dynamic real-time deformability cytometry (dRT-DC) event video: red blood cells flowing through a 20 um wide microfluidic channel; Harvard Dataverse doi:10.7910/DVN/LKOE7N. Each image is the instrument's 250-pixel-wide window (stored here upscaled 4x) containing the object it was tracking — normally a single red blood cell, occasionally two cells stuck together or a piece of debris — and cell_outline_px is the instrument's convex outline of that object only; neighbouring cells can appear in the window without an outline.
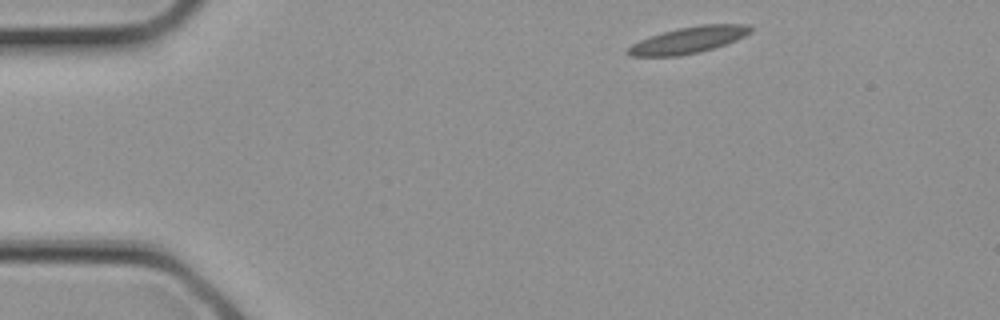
{"species": "common noctule bat (a hibernating species)", "species_latin": "Nyctalus noctula", "temperature_condition": "cold", "stored_images_in_passage": 7, "camera_frame_rate_fps": 3000, "um_per_image_px": 0.085, "animal": {"sex": "female", "body_mass_g": 21.9}, "frame": {"image": 1, "passage_image": 1, "time_ms": 0.0, "image_size_px": [1000, 320], "cell_outline_px": [[752, 32], [736, 40], [700, 52], [676, 56], [628, 56], [624, 52], [632, 44], [640, 40], [664, 32], [680, 28], [700, 24], [748, 24], [752, 28]], "centroid_in_image_um": [58.52, 3.4], "position_along_channel_um": 26.5, "area_um2": 18.73}}
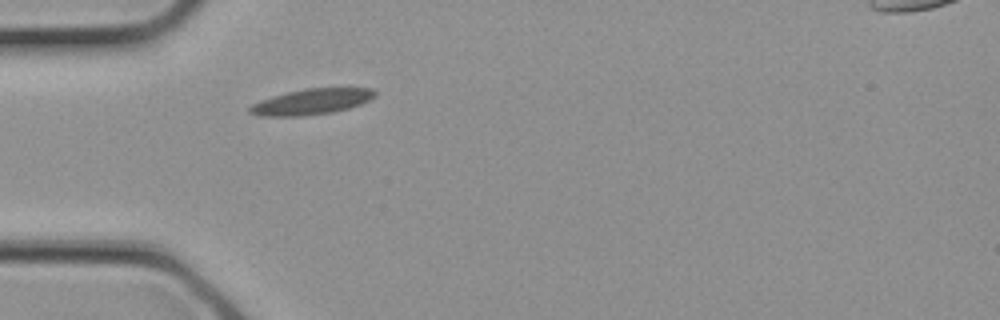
{"frame": {"image": 2, "passage_image": 5, "time_ms": 1.333, "image_size_px": [1000, 320], "cell_outline_px": [[376, 96], [360, 104], [348, 108], [332, 112], [304, 116], [260, 116], [248, 112], [248, 108], [252, 104], [260, 100], [272, 96], [304, 88], [372, 88], [376, 92]], "centroid_in_image_um": [26.46, 8.64], "position_along_channel_um": 58.5, "area_um2": 18.73}}
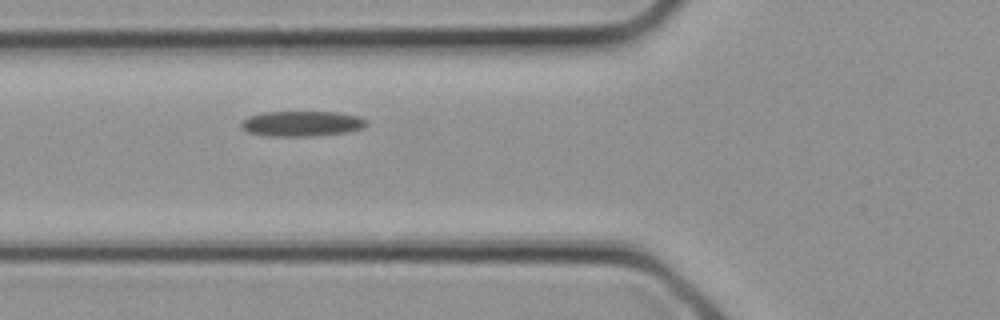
{"frame": {"image": 3, "passage_image": 7, "time_ms": 2.0, "image_size_px": [1000, 320], "cell_outline_px": [[368, 124], [360, 128], [344, 132], [312, 136], [268, 136], [248, 132], [240, 128], [240, 120], [248, 116], [264, 112], [336, 112], [360, 116], [368, 120]], "centroid_in_image_um": [25.6, 10.5], "position_along_channel_um": 100.2, "area_um2": 18.55}}